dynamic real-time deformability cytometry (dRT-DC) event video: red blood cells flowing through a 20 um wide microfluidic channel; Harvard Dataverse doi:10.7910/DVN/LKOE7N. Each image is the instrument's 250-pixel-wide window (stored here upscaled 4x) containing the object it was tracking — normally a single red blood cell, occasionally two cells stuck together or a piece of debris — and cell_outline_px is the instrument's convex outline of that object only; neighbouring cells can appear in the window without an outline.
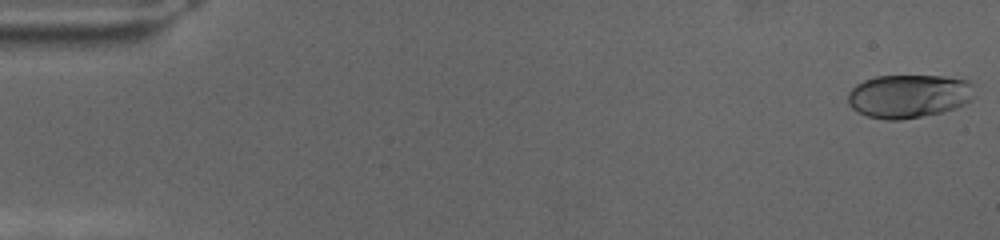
{"species": "human", "species_latin": "Homo sapiens", "temperature_condition": "cold", "stored_images_in_passage": 71, "camera_frame_rate_fps": 3000, "um_per_image_px": 0.085, "donor": {"sex": "female"}, "frame": {"image": 1, "passage_image": 1, "time_ms": 0.0, "image_size_px": [1000, 240], "cell_outline_px": [[972, 100], [956, 108], [944, 112], [900, 120], [888, 120], [868, 116], [856, 112], [848, 104], [848, 92], [856, 84], [864, 80], [876, 76], [944, 76], [968, 80], [972, 84]], "centroid_in_image_um": [77.23, 8.17], "position_along_channel_um": 7.8, "area_um2": 32.19}}
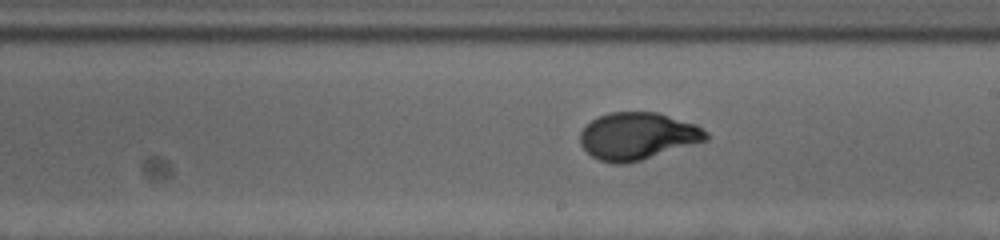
{"frame": {"image": 2, "passage_image": 41, "time_ms": 13.333, "image_size_px": [1000, 240], "cell_outline_px": [[708, 140], [640, 160], [624, 164], [616, 164], [600, 160], [592, 156], [580, 144], [580, 132], [592, 120], [608, 112], [656, 112], [696, 124], [708, 132]], "centroid_in_image_um": [54.2, 11.56], "position_along_channel_um": 234.8, "area_um2": 34.39}}
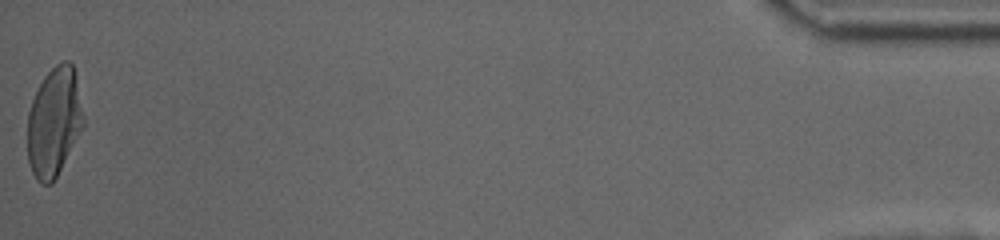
{"frame": {"image": 3, "passage_image": 71, "time_ms": 23.333, "image_size_px": [1000, 240], "cell_outline_px": [[84, 124], [52, 184], [40, 184], [36, 180], [32, 172], [28, 160], [28, 112], [32, 100], [44, 76], [56, 64], [64, 60], [68, 60], [72, 64], [84, 116]], "centroid_in_image_um": [4.57, 10.38], "position_along_channel_um": 430.6, "area_um2": 35.03}}